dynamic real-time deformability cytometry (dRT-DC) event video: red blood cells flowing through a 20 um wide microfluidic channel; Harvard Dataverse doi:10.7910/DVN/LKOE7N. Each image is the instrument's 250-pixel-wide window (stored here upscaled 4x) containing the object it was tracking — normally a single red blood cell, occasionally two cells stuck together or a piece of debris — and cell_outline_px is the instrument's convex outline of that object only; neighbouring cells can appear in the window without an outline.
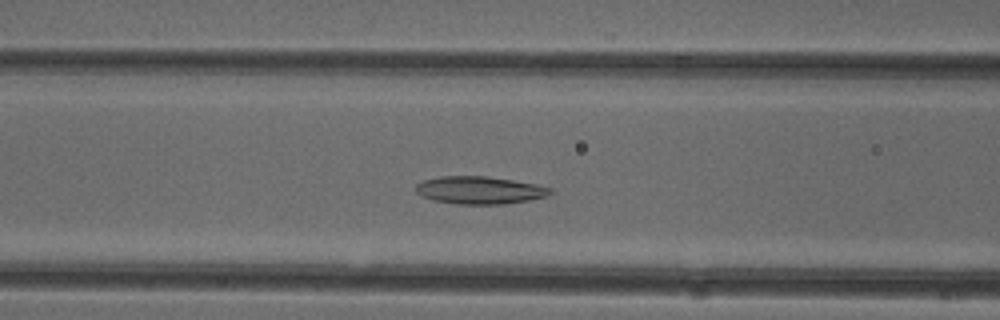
{"species": "common noctule bat (a hibernating species)", "species_latin": "Nyctalus noctula", "temperature_condition": "cold", "stored_images_in_passage": 47, "camera_frame_rate_fps": 3000, "um_per_image_px": 0.085, "animal": {"sex": "female"}, "frame": {"image": 1, "passage_image": 16, "time_ms": 5.0, "image_size_px": [1000, 320], "cell_outline_px": [[556, 192], [548, 196], [528, 200], [504, 204], [456, 204], [432, 200], [420, 196], [416, 192], [416, 184], [424, 180], [440, 176], [488, 176], [536, 184], [552, 188]], "centroid_in_image_um": [40.78, 16.17], "position_along_channel_um": 125.8, "area_um2": 21.85}}
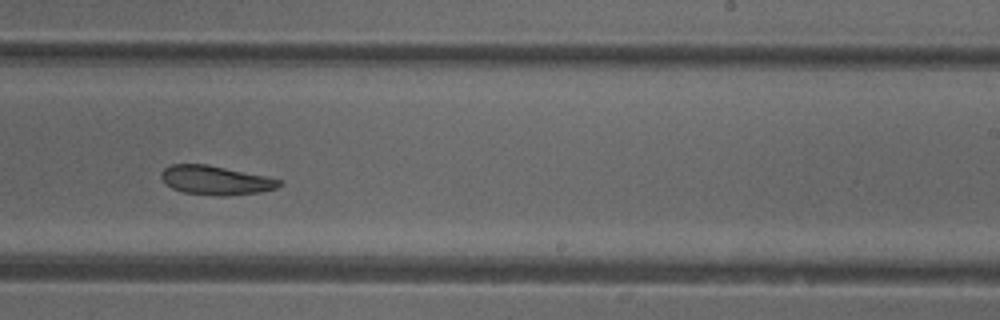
{"frame": {"image": 2, "passage_image": 27, "time_ms": 8.667, "image_size_px": [1000, 320], "cell_outline_px": [[284, 184], [276, 188], [260, 192], [224, 196], [216, 196], [184, 192], [172, 188], [164, 184], [160, 176], [160, 172], [164, 168], [172, 164], [208, 164], [264, 176], [280, 180]], "centroid_in_image_um": [18.29, 15.32], "position_along_channel_um": 270.7, "area_um2": 20.0}}
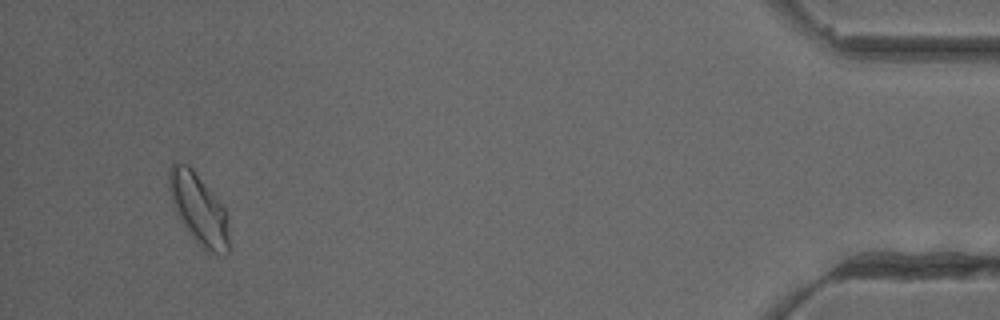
{"frame": {"image": 3, "passage_image": 44, "time_ms": 14.333, "image_size_px": [1000, 320], "cell_outline_px": [[232, 248], [228, 256], [216, 256], [204, 252], [188, 232], [180, 220], [172, 204], [168, 188], [168, 168], [172, 160], [176, 160], [188, 164], [192, 168], [224, 208], [228, 216]], "centroid_in_image_um": [16.92, 17.85], "position_along_channel_um": 418.3, "area_um2": 25.95}, "authors_computed_cell_mechanics": {"area_um2": 21.964, "velocity_mm_per_s": 3.9617, "shape_relaxation_time_tau1_ms": 7.9618, "shape_relaxation_time_tau2_ms": 3.6107, "deformation_change_tau1": 0.1531, "deformation_change_tau2": 0.0767}}